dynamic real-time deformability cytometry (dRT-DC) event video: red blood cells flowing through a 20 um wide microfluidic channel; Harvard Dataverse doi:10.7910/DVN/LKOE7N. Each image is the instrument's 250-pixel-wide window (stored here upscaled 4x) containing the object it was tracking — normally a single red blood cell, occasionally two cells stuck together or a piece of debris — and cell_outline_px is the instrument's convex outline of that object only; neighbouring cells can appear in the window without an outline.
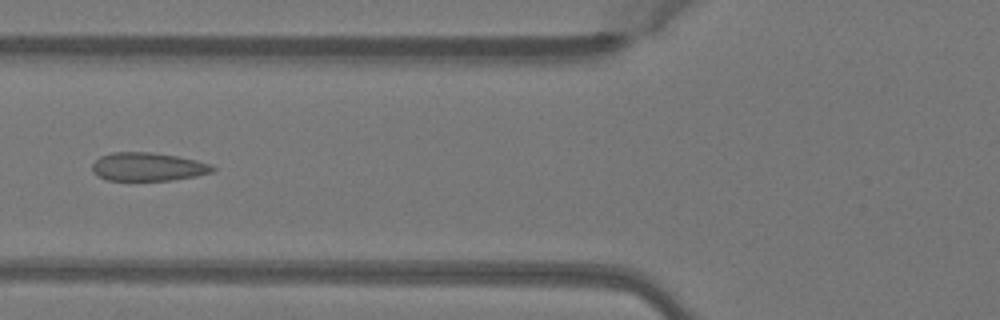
{"species": "Egyptian fruit bat (a non-hibernating species)", "species_latin": "Rousettus aegyptiacus", "temperature_condition": "warm", "stored_images_in_passage": 36, "camera_frame_rate_fps": 3000, "um_per_image_px": 0.085, "animal": {"sex": "female"}, "frame": {"image": 1, "passage_image": 8, "time_ms": 2.333, "image_size_px": [1000, 320], "cell_outline_px": [[216, 168], [212, 172], [196, 176], [172, 180], [108, 180], [92, 172], [92, 164], [100, 156], [112, 152], [152, 152], [176, 156], [196, 160], [212, 164]], "centroid_in_image_um": [12.58, 14.17], "position_along_channel_um": 113.2, "area_um2": 19.88}}
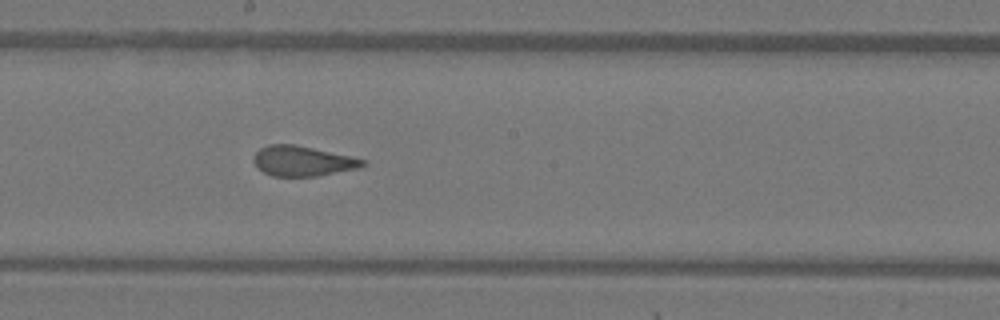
{"frame": {"image": 2, "passage_image": 16, "time_ms": 5.0, "image_size_px": [1000, 320], "cell_outline_px": [[368, 164], [360, 168], [316, 176], [272, 176], [256, 168], [252, 160], [252, 156], [260, 148], [268, 144], [296, 144], [352, 156], [368, 160]], "centroid_in_image_um": [25.73, 13.68], "position_along_channel_um": 222.5, "area_um2": 19.54}}
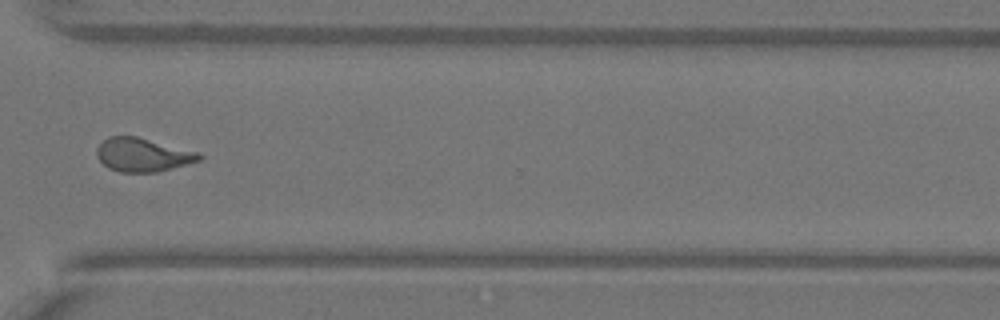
{"frame": {"image": 3, "passage_image": 26, "time_ms": 8.333, "image_size_px": [1000, 320], "cell_outline_px": [[204, 156], [200, 160], [188, 164], [156, 172], [120, 172], [108, 168], [96, 156], [96, 148], [108, 136], [136, 136], [200, 152]], "centroid_in_image_um": [12.15, 13.15], "position_along_channel_um": 358.5, "area_um2": 20.11}, "authors_computed_cell_mechanics": {"area_um2": 19.7676, "velocity_mm_per_s": 4.0932, "shape_relaxation_time_tau1_ms": null, "shape_relaxation_time_tau2_ms": 0.8917, "deformation_change_tau1": null, "deformation_change_tau2": 0.0578}}